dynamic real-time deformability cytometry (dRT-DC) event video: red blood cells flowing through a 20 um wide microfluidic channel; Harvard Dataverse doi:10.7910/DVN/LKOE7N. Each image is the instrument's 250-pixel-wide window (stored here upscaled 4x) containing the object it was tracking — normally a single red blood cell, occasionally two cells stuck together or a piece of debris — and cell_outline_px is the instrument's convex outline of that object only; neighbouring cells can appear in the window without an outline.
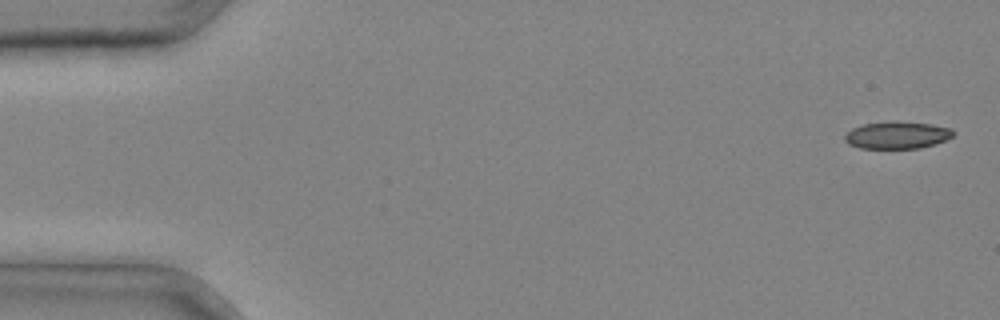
{"species": "common noctule bat (a hibernating species)", "species_latin": "Nyctalus noctula", "temperature_condition": "cold", "stored_images_in_passage": 35, "camera_frame_rate_fps": 3000, "um_per_image_px": 0.085, "animal": {"sex": "male", "body_mass_g": 20.4}, "frame": {"image": 1, "passage_image": 1, "time_ms": 0.0, "image_size_px": [1000, 320], "cell_outline_px": [[956, 132], [952, 136], [944, 140], [920, 148], [860, 148], [848, 144], [844, 140], [844, 136], [852, 128], [864, 124], [896, 120], [932, 124], [952, 128]], "centroid_in_image_um": [76.25, 11.47], "position_along_channel_um": 8.7, "area_um2": 17.28}}
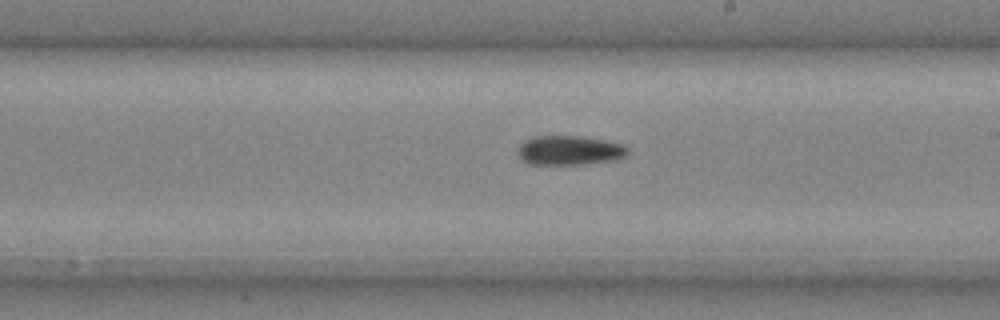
{"frame": {"image": 2, "passage_image": 22, "time_ms": 7.0, "image_size_px": [1000, 320], "cell_outline_px": [[628, 156], [616, 160], [588, 164], [532, 164], [524, 160], [516, 152], [520, 144], [524, 140], [532, 136], [580, 136], [604, 140], [624, 144], [628, 148]], "centroid_in_image_um": [48.44, 12.78], "position_along_channel_um": 240.6, "area_um2": 19.02}}
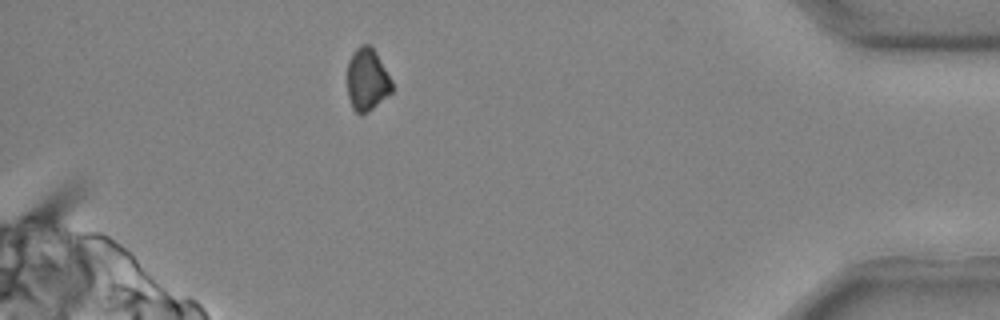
{"frame": {"image": 3, "passage_image": 34, "time_ms": 11.0, "image_size_px": [1000, 320], "cell_outline_px": [[392, 92], [372, 108], [360, 116], [352, 108], [348, 96], [348, 60], [352, 52], [360, 44], [368, 44], [376, 52], [392, 80]], "centroid_in_image_um": [31.19, 6.76], "position_along_channel_um": 404.0, "area_um2": 16.24}}